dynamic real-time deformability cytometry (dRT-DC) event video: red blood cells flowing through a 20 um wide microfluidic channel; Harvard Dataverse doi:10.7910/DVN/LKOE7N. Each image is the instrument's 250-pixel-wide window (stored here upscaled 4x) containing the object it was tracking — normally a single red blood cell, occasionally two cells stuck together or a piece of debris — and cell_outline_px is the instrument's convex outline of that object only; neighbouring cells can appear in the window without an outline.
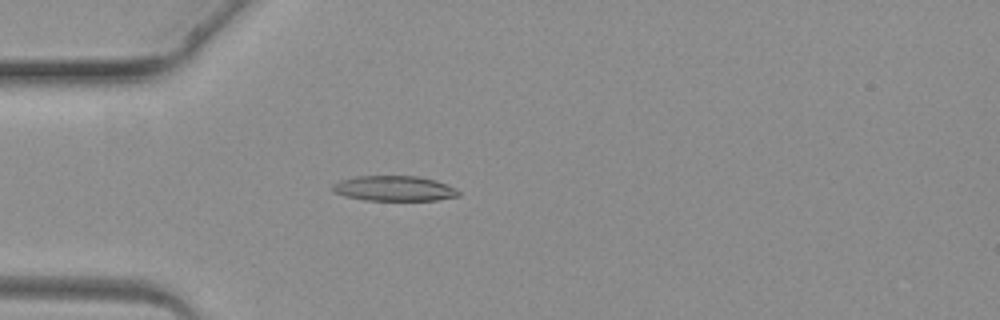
{"species": "common noctule bat (a hibernating species)", "species_latin": "Nyctalus noctula", "temperature_condition": "warm", "stored_images_in_passage": 4, "camera_frame_rate_fps": 3000, "um_per_image_px": 0.085, "animal": {"sex": "female", "body_mass_g": 19.3, "forearm_length_mm": 54.1}, "frame": {"image": 1, "passage_image": 4, "time_ms": 3.333, "image_size_px": [1000, 320], "cell_outline_px": [[460, 196], [436, 200], [364, 200], [344, 196], [332, 192], [332, 184], [340, 180], [356, 176], [416, 176], [436, 180], [456, 188], [460, 192]], "centroid_in_image_um": [33.49, 16.02], "position_along_channel_um": 51.5, "area_um2": 18.61}}